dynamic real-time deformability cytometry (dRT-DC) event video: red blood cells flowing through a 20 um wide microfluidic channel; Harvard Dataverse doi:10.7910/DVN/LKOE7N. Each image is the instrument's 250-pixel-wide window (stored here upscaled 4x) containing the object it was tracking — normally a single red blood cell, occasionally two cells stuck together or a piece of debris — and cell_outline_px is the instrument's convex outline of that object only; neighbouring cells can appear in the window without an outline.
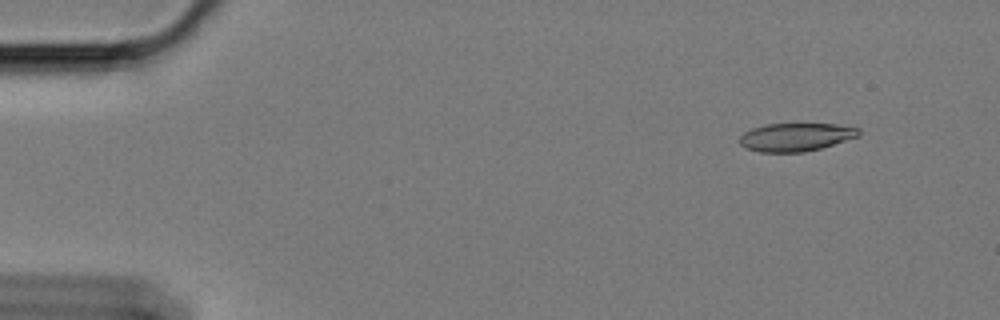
{"species": "Egyptian fruit bat (a non-hibernating species)", "species_latin": "Rousettus aegyptiacus", "temperature_condition": "cold", "stored_images_in_passage": 55, "camera_frame_rate_fps": 3000, "um_per_image_px": 0.085, "animal": {"sex": "female"}, "frame": {"image": 1, "passage_image": 2, "time_ms": 0.333, "image_size_px": [1000, 320], "cell_outline_px": [[860, 136], [820, 148], [804, 152], [760, 152], [748, 148], [740, 144], [740, 136], [744, 132], [752, 128], [764, 124], [836, 124], [860, 128]], "centroid_in_image_um": [67.66, 11.64], "position_along_channel_um": 17.3, "area_um2": 19.48}}
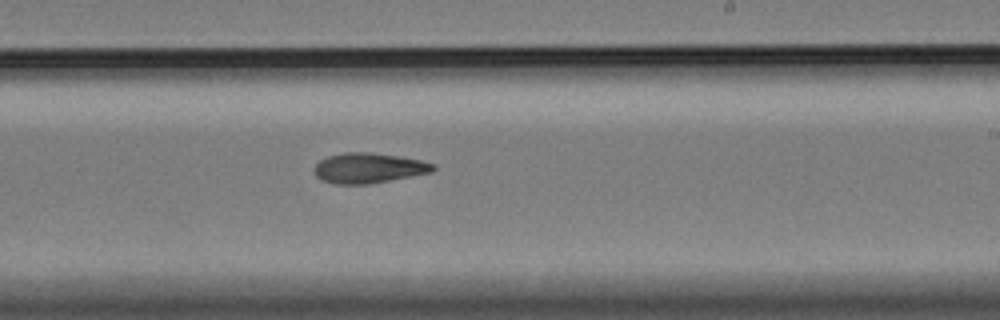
{"frame": {"image": 2, "passage_image": 32, "time_ms": 10.333, "image_size_px": [1000, 320], "cell_outline_px": [[436, 168], [432, 172], [368, 184], [336, 184], [320, 180], [316, 176], [316, 164], [320, 160], [328, 156], [344, 152], [372, 152], [420, 160], [436, 164]], "centroid_in_image_um": [31.33, 14.28], "position_along_channel_um": 257.7, "area_um2": 20.75}}
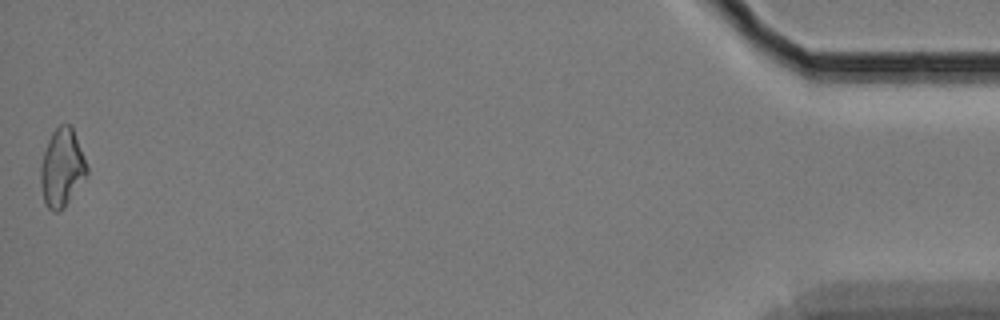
{"frame": {"image": 3, "passage_image": 55, "time_ms": 18.0, "image_size_px": [1000, 320], "cell_outline_px": [[88, 172], [64, 208], [60, 212], [52, 212], [44, 204], [40, 184], [40, 168], [44, 152], [48, 140], [52, 132], [60, 124], [72, 124], [88, 168]], "centroid_in_image_um": [5.25, 14.27], "position_along_channel_um": 430.0, "area_um2": 21.1}, "authors_computed_cell_mechanics": {"area_um2": 20.4034, "velocity_mm_per_s": 3.4029, "shape_relaxation_time_tau1_ms": null, "shape_relaxation_time_tau2_ms": 6.5236, "deformation_change_tau1": null, "deformation_change_tau2": 0.1558}}